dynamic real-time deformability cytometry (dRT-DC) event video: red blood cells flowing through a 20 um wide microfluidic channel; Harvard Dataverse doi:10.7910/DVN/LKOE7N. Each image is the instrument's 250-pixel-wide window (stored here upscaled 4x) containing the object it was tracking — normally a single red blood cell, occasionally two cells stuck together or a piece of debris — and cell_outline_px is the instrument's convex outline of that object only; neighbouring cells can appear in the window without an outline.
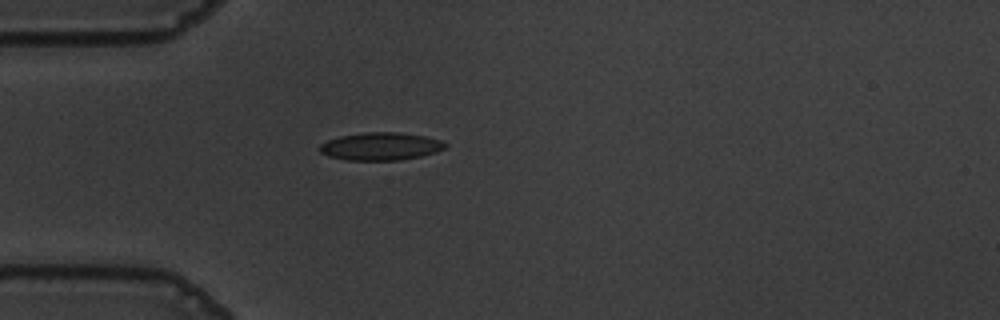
{"species": "common noctule bat (a hibernating species)", "species_latin": "Nyctalus noctula", "temperature_condition": "warm", "stored_images_in_passage": 41, "camera_frame_rate_fps": 3000, "um_per_image_px": 0.085, "animal": {"sex": "male", "body_mass_g": 19.5, "forearm_length_mm": 54.6}, "frame": {"image": 1, "passage_image": 1, "time_ms": 0.0, "image_size_px": [1000, 320], "cell_outline_px": [[448, 144], [444, 148], [436, 152], [420, 156], [400, 160], [344, 160], [328, 156], [320, 152], [316, 148], [320, 144], [328, 140], [340, 136], [364, 132], [400, 132], [424, 136], [440, 140]], "centroid_in_image_um": [32.31, 12.44], "position_along_channel_um": 52.7, "area_um2": 20.4}}
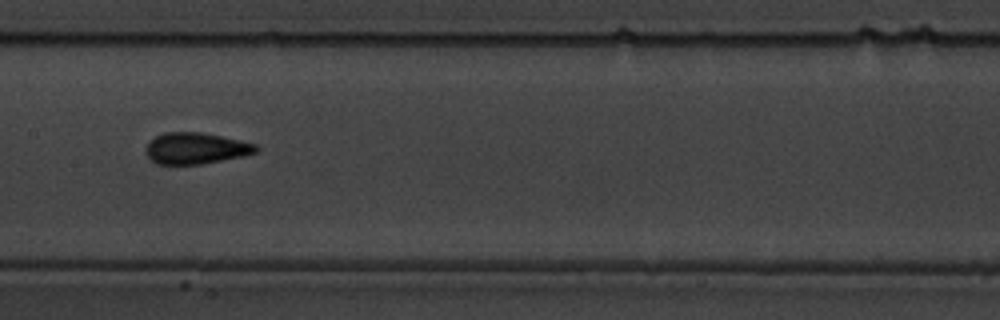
{"frame": {"image": 2, "passage_image": 13, "time_ms": 4.0, "image_size_px": [1000, 320], "cell_outline_px": [[260, 148], [256, 152], [244, 156], [200, 164], [156, 164], [148, 156], [144, 148], [156, 136], [164, 132], [200, 132], [240, 140], [256, 144]], "centroid_in_image_um": [16.65, 12.6], "position_along_channel_um": 190.7, "area_um2": 20.0}}
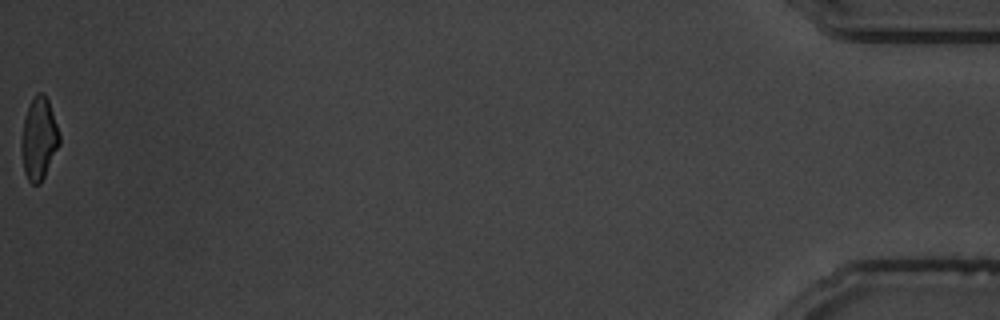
{"frame": {"image": 3, "passage_image": 41, "time_ms": 13.333, "image_size_px": [1000, 320], "cell_outline_px": [[60, 144], [40, 184], [32, 184], [28, 180], [24, 172], [20, 148], [20, 140], [24, 116], [28, 104], [36, 92], [44, 92], [48, 100], [60, 136]], "centroid_in_image_um": [3.27, 11.76], "position_along_channel_um": 431.9, "area_um2": 18.44}, "authors_computed_cell_mechanics": {"area_um2": 19.363, "velocity_mm_per_s": 3.6489, "shape_relaxation_time_tau1_ms": 6.7779, "shape_relaxation_time_tau2_ms": 1.0699, "deformation_change_tau1": 0.1749, "deformation_change_tau2": 0.0517}}